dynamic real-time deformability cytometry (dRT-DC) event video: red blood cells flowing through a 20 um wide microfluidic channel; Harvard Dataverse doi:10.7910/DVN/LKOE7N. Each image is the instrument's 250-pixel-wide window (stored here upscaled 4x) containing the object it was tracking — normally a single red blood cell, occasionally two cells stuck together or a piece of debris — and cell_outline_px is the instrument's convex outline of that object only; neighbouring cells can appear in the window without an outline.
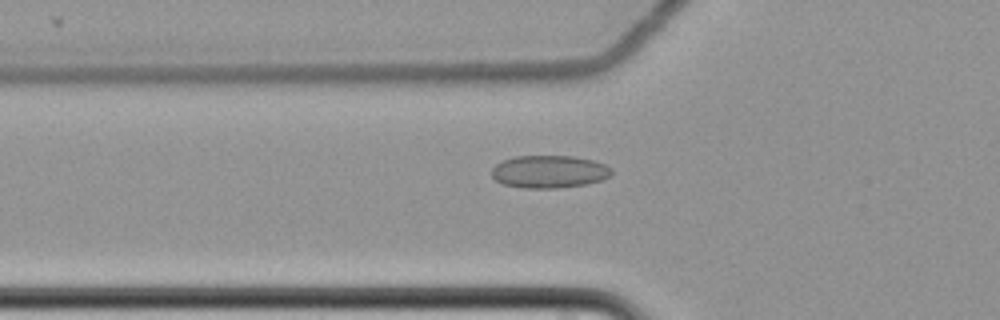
{"species": "common noctule bat (a hibernating species)", "species_latin": "Nyctalus noctula", "temperature_condition": "cold", "stored_images_in_passage": 60, "camera_frame_rate_fps": 3000, "um_per_image_px": 0.085, "animal": {"sex": "female", "body_mass_g": 22.7, "forearm_length_mm": 54.2}, "frame": {"image": 1, "passage_image": 22, "time_ms": 7.0, "image_size_px": [1000, 320], "cell_outline_px": [[612, 172], [608, 176], [600, 180], [584, 184], [556, 188], [524, 188], [504, 184], [496, 180], [492, 176], [492, 168], [496, 164], [504, 160], [516, 156], [572, 156], [592, 160], [604, 164], [612, 168]], "centroid_in_image_um": [46.66, 14.59], "position_along_channel_um": 79.1, "area_um2": 22.54}}
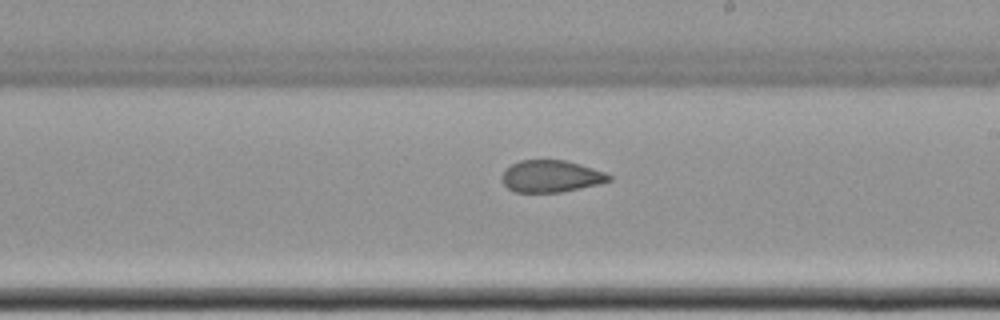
{"frame": {"image": 2, "passage_image": 36, "time_ms": 11.667, "image_size_px": [1000, 320], "cell_outline_px": [[612, 180], [600, 184], [560, 192], [516, 192], [508, 188], [500, 180], [500, 176], [512, 164], [520, 160], [564, 160], [580, 164], [604, 172], [612, 176]], "centroid_in_image_um": [46.83, 14.98], "position_along_channel_um": 242.2, "area_um2": 19.88}}
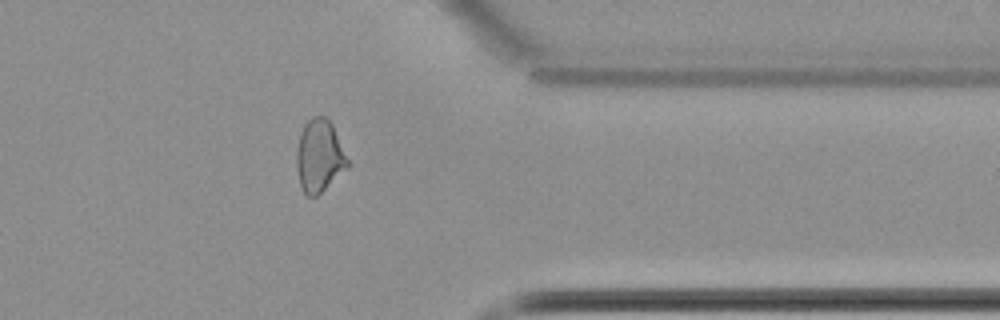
{"frame": {"image": 3, "passage_image": 49, "time_ms": 16.0, "image_size_px": [1000, 320], "cell_outline_px": [[348, 168], [316, 196], [308, 196], [304, 192], [300, 184], [296, 164], [296, 152], [300, 132], [304, 124], [312, 116], [324, 116], [332, 124], [348, 160]], "centroid_in_image_um": [27.13, 13.24], "position_along_channel_um": 384.3, "area_um2": 21.33}, "authors_computed_cell_mechanics": {"area_um2": 22.3397, "velocity_mm_per_s": 3.4922, "shape_relaxation_time_tau1_ms": null, "shape_relaxation_time_tau2_ms": 2.9271, "deformation_change_tau1": null, "deformation_change_tau2": 0.0768}}